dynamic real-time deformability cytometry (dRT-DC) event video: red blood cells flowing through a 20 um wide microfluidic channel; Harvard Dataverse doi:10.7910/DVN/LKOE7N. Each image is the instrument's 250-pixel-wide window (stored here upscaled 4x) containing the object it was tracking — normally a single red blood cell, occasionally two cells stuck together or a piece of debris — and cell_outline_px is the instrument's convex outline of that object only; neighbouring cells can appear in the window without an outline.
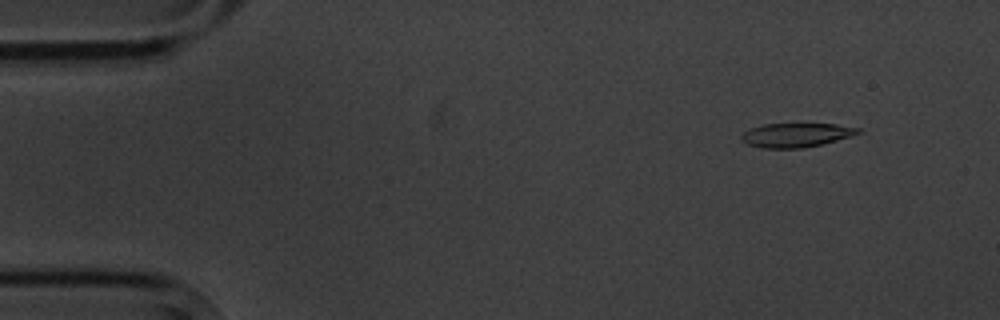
{"species": "common noctule bat (a hibernating species)", "species_latin": "Nyctalus noctula", "temperature_condition": "cold", "stored_images_in_passage": 4, "camera_frame_rate_fps": 3000, "um_per_image_px": 0.085, "animal": {"sex": "male", "body_mass_g": 20.1, "forearm_length_mm": 53.5}, "frame": {"image": 1, "passage_image": 2, "time_ms": 1.0, "image_size_px": [1000, 320], "cell_outline_px": [[860, 132], [836, 140], [820, 144], [800, 148], [760, 148], [748, 144], [740, 140], [740, 136], [744, 132], [752, 128], [764, 124], [836, 124], [860, 128]], "centroid_in_image_um": [67.61, 11.48], "position_along_channel_um": 17.4, "area_um2": 16.07}}